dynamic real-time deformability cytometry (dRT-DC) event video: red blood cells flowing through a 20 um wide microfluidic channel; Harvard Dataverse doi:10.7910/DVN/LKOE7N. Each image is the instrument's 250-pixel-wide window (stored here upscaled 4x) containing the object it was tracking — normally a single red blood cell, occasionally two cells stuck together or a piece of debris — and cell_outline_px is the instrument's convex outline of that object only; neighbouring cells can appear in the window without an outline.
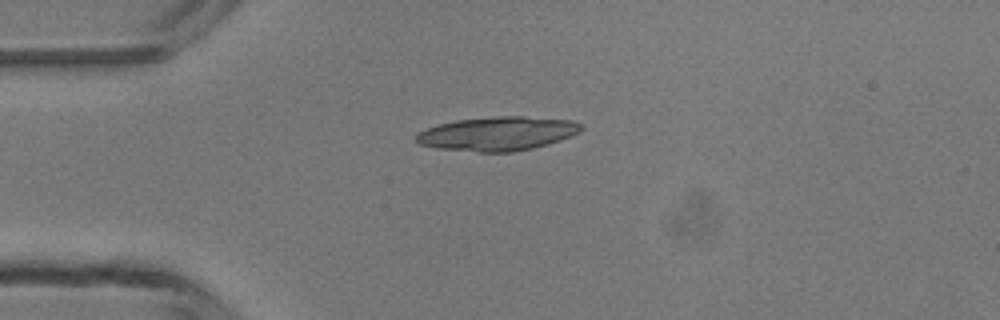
{"species": "common noctule bat (a hibernating species)", "species_latin": "Nyctalus noctula", "temperature_condition": "room temperature", "stored_images_in_passage": 5, "camera_frame_rate_fps": 3000, "um_per_image_px": 0.085, "animal": {"sex": "male", "body_mass_g": 13.3}, "frame": {"image": 1, "passage_image": 5, "time_ms": 5.333, "image_size_px": [1000, 320], "cell_outline_px": [[584, 128], [580, 132], [572, 136], [548, 144], [532, 148], [512, 152], [480, 152], [436, 148], [420, 144], [416, 140], [416, 132], [440, 124], [456, 120], [496, 116], [524, 116], [572, 120], [584, 124]], "centroid_in_image_um": [42.34, 11.35], "position_along_channel_um": 42.7, "area_um2": 32.77}}